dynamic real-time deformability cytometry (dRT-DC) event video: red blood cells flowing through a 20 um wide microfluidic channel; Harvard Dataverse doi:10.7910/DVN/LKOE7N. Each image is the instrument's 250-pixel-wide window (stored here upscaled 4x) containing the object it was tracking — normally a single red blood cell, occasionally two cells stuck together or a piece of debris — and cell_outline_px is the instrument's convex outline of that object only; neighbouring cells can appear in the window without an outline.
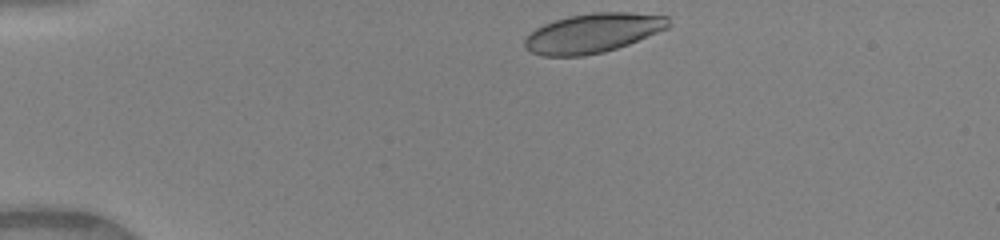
{"species": "human", "species_latin": "Homo sapiens", "temperature_condition": "warm", "stored_images_in_passage": 40, "camera_frame_rate_fps": 3000, "um_per_image_px": 0.085, "donor": {"sex": "female"}, "frame": {"image": 1, "passage_image": 1, "time_ms": 0.0, "image_size_px": [1000, 240], "cell_outline_px": [[672, 24], [668, 28], [628, 44], [604, 52], [584, 56], [540, 56], [524, 48], [524, 40], [536, 28], [544, 24], [568, 16], [592, 12], [632, 12], [668, 16]], "centroid_in_image_um": [50.41, 2.81], "position_along_channel_um": 34.6, "area_um2": 33.06}}
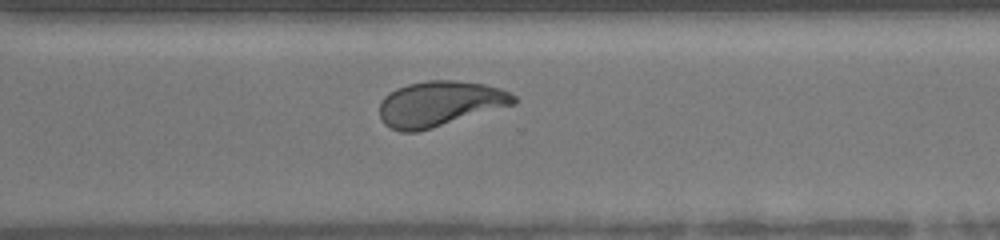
{"frame": {"image": 2, "passage_image": 27, "time_ms": 8.667, "image_size_px": [1000, 240], "cell_outline_px": [[516, 104], [432, 128], [416, 132], [400, 132], [384, 124], [380, 120], [380, 104], [384, 96], [396, 88], [408, 84], [428, 80], [456, 80], [484, 84], [500, 88], [516, 96]], "centroid_in_image_um": [37.37, 8.82], "position_along_channel_um": 333.2, "area_um2": 35.49}}
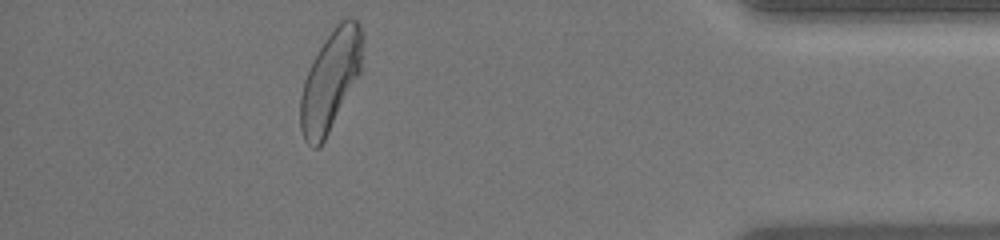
{"frame": {"image": 3, "passage_image": 35, "time_ms": 11.333, "image_size_px": [1000, 240], "cell_outline_px": [[364, 36], [360, 72], [324, 140], [316, 148], [312, 148], [304, 140], [300, 128], [300, 96], [304, 80], [324, 40], [336, 24], [340, 20], [348, 16], [352, 16], [360, 24], [364, 32]], "centroid_in_image_um": [28.1, 6.78], "position_along_channel_um": 407.1, "area_um2": 35.84}, "authors_computed_cell_mechanics": {"area_um2": 35.4314, "velocity_mm_per_s": 4.1369, "shape_relaxation_time_tau1_ms": 3.2075, "shape_relaxation_time_tau2_ms": null, "deformation_change_tau1": 0.1733, "deformation_change_tau2": null}}